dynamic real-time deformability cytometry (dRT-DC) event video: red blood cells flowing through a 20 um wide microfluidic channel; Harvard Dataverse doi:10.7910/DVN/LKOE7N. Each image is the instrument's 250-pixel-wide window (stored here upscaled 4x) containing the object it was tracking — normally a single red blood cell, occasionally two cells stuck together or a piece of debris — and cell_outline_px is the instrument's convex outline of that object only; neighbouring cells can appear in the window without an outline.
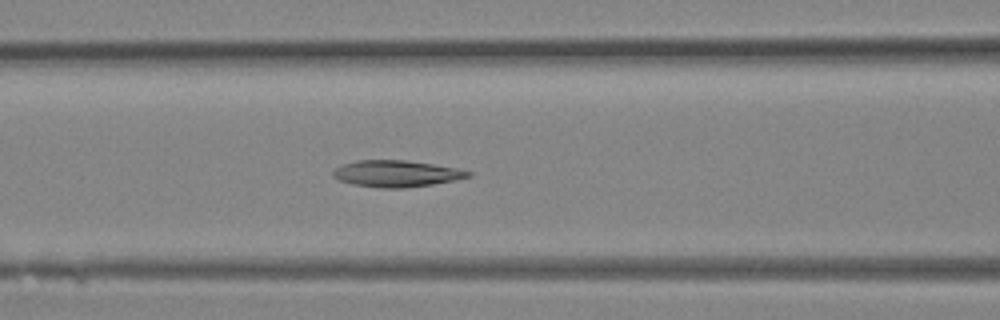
{"species": "Egyptian fruit bat (a non-hibernating species)", "species_latin": "Rousettus aegyptiacus", "temperature_condition": "room temperature", "stored_images_in_passage": 23, "camera_frame_rate_fps": 3000, "um_per_image_px": 0.085, "animal": {"sex": "female"}, "frame": {"image": 1, "passage_image": 13, "time_ms": 4.0, "image_size_px": [1000, 320], "cell_outline_px": [[472, 176], [456, 180], [432, 184], [404, 188], [380, 188], [352, 184], [340, 180], [332, 176], [332, 172], [336, 168], [344, 164], [356, 160], [404, 160], [432, 164], [456, 168], [472, 172]], "centroid_in_image_um": [33.69, 14.76], "position_along_channel_um": 132.9, "area_um2": 20.81}}
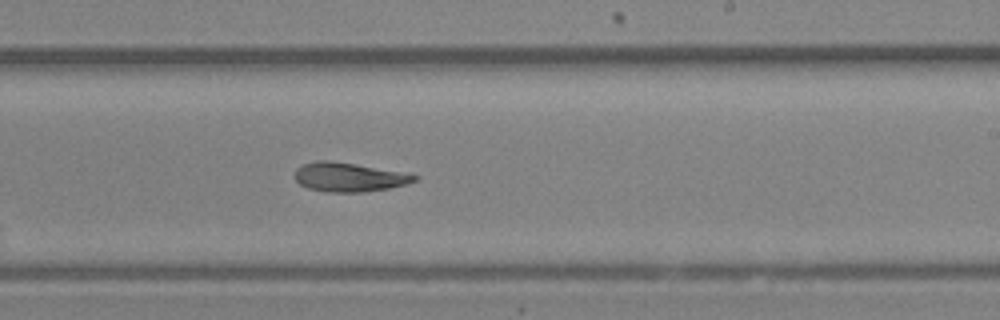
{"frame": {"image": 2, "passage_image": 19, "time_ms": 6.0, "image_size_px": [1000, 320], "cell_outline_px": [[420, 176], [416, 180], [404, 184], [388, 188], [364, 192], [328, 192], [308, 188], [300, 184], [292, 176], [296, 168], [304, 164], [316, 160], [328, 160], [400, 172]], "centroid_in_image_um": [29.58, 15.06], "position_along_channel_um": 259.4, "area_um2": 19.94}}
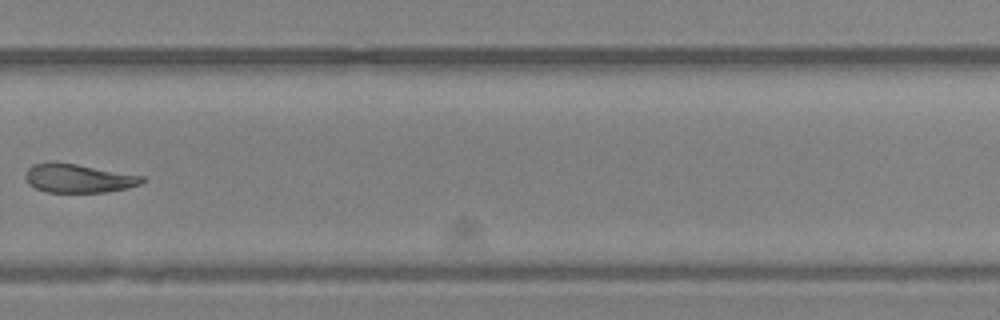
{"frame": {"image": 3, "passage_image": 22, "time_ms": 7.0, "image_size_px": [1000, 320], "cell_outline_px": [[144, 180], [140, 184], [128, 188], [108, 192], [44, 192], [28, 184], [24, 176], [28, 168], [32, 164], [76, 164], [144, 176]], "centroid_in_image_um": [6.68, 15.19], "position_along_channel_um": 323.1, "area_um2": 19.13}}